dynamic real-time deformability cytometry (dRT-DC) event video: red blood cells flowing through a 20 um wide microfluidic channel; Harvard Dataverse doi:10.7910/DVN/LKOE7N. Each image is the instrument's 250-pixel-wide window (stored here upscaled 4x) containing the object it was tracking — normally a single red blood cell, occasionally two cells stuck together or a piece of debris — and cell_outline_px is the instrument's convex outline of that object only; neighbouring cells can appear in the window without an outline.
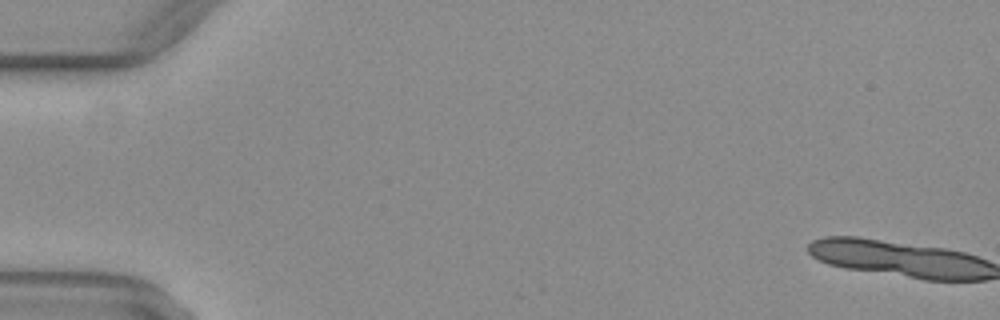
{"species": "common noctule bat (a hibernating species)", "species_latin": "Nyctalus noctula", "temperature_condition": "warm", "stored_images_in_passage": 3, "segment_of_instrument_passage": [1, 2], "camera_frame_rate_fps": 3000, "um_per_image_px": 0.085, "animal": {"sex": "female", "body_mass_g": 29.2, "forearm_length_mm": 56.3}, "frame": {"image": 1, "passage_image": 2, "time_ms": 0.333, "image_size_px": [1000, 320], "cell_outline_px": [[908, 248], [896, 264], [884, 268], [872, 268], [840, 264], [828, 260], [832, 240], [868, 240]], "centroid_in_image_um": [73.55, 21.55], "position_along_channel_um": 11.5, "area_um2": 12.54}}